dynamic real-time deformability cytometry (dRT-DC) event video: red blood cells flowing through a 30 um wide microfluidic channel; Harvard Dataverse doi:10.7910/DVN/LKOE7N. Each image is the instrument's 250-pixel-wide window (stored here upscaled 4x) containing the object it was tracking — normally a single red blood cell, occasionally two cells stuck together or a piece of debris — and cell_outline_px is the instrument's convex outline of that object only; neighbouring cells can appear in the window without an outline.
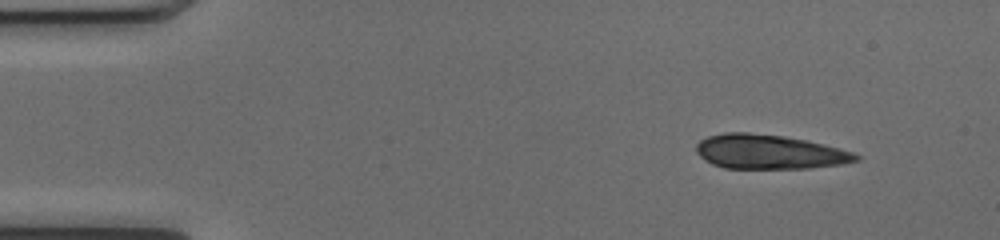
{"species": "common noctule bat (a hibernating species)", "species_latin": "Nyctalus noctula", "temperature_condition": "cold", "stored_images_in_passage": 41, "camera_frame_rate_fps": 3000, "um_per_image_px": 0.085, "animal": {"sex": "female", "body_mass_g": 17.0, "forearm_length_mm": 48.0}, "frame": {"image": 1, "passage_image": 1, "time_ms": 0.0, "image_size_px": [1000, 240], "cell_outline_px": [[860, 160], [840, 164], [808, 168], [724, 168], [712, 164], [704, 160], [696, 152], [696, 144], [700, 140], [708, 136], [724, 132], [748, 132], [784, 136], [804, 140], [840, 148], [856, 152], [860, 156]], "centroid_in_image_um": [65.37, 12.9], "position_along_channel_um": 19.6, "area_um2": 32.02}}
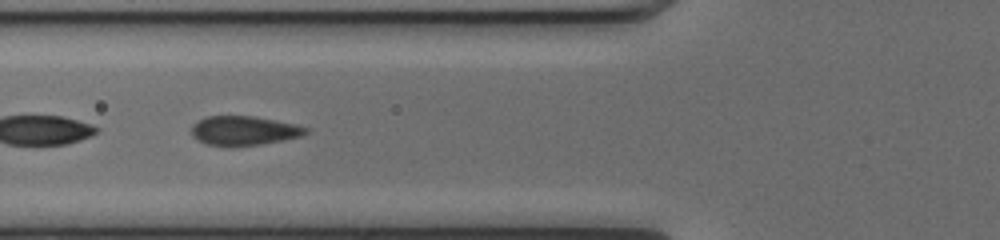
{"frame": {"image": 2, "passage_image": 15, "time_ms": 4.667, "image_size_px": [1000, 240], "cell_outline_px": [[308, 132], [300, 136], [260, 144], [228, 148], [208, 144], [196, 140], [192, 136], [192, 128], [200, 120], [208, 116], [252, 116], [296, 124], [308, 128]], "centroid_in_image_um": [20.71, 11.13], "position_along_channel_um": 105.1, "area_um2": 19.42}}
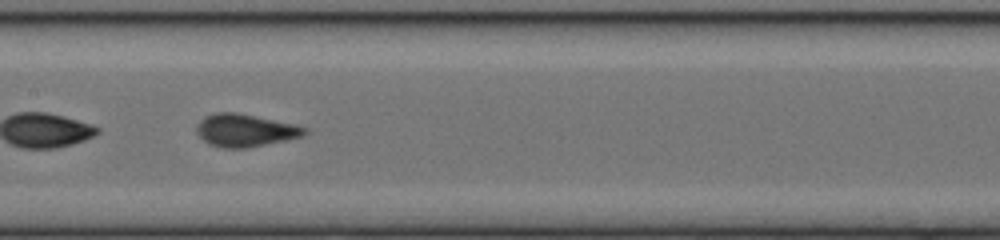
{"frame": {"image": 3, "passage_image": 21, "time_ms": 6.667, "image_size_px": [1000, 240], "cell_outline_px": [[308, 132], [304, 136], [248, 148], [224, 148], [208, 144], [200, 136], [196, 128], [200, 120], [204, 116], [216, 112], [236, 112], [292, 124], [308, 128]], "centroid_in_image_um": [20.83, 11.08], "position_along_channel_um": 186.6, "area_um2": 20.4}, "authors_computed_cell_mechanics": {"area_um2": 19.7098, "velocity_mm_per_s": 4.061, "shape_relaxation_time_tau1_ms": 4.6279, "shape_relaxation_time_tau2_ms": null, "deformation_change_tau1": 0.1291, "deformation_change_tau2": null}}